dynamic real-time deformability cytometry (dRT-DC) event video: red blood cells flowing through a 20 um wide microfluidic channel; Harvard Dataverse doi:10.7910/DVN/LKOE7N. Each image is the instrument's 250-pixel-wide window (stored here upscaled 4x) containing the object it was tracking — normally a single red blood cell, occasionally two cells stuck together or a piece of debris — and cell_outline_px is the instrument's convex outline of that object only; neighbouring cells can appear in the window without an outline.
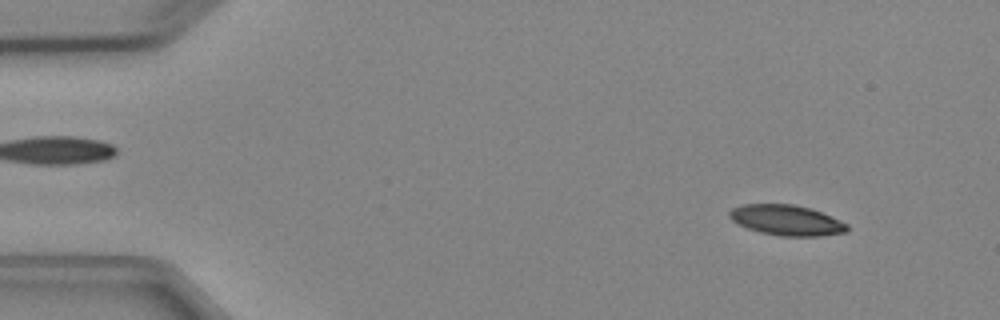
{"species": "Egyptian fruit bat (a non-hibernating species)", "species_latin": "Rousettus aegyptiacus", "temperature_condition": "cold", "stored_images_in_passage": 4, "camera_frame_rate_fps": 3000, "um_per_image_px": 0.085, "animal": {"sex": "female"}, "frame": {"image": 1, "passage_image": 1, "time_ms": 0.0, "image_size_px": [1000, 320], "cell_outline_px": [[848, 232], [820, 236], [780, 236], [760, 232], [748, 228], [732, 220], [728, 216], [728, 212], [732, 208], [740, 204], [792, 204], [812, 208], [840, 220], [848, 224]], "centroid_in_image_um": [66.87, 18.71], "position_along_channel_um": 18.1, "area_um2": 20.98}}
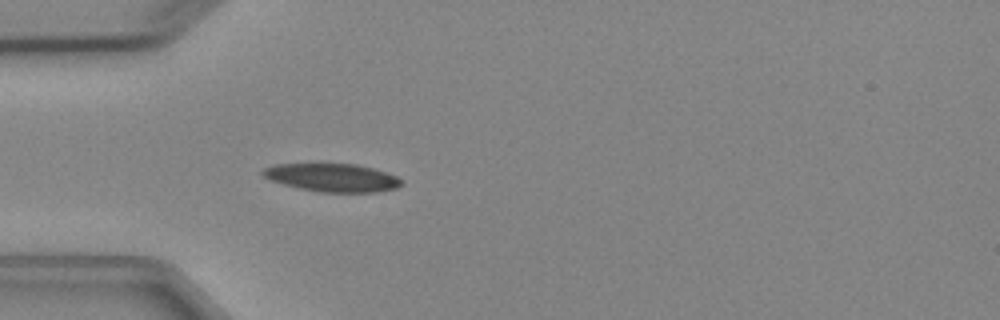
{"frame": {"image": 2, "passage_image": 4, "time_ms": 3.333, "image_size_px": [1000, 320], "cell_outline_px": [[404, 184], [396, 188], [376, 192], [320, 192], [300, 188], [268, 180], [260, 172], [264, 168], [276, 164], [356, 164], [372, 168], [396, 176]], "centroid_in_image_um": [28.22, 15.1], "position_along_channel_um": 56.8, "area_um2": 22.54}}